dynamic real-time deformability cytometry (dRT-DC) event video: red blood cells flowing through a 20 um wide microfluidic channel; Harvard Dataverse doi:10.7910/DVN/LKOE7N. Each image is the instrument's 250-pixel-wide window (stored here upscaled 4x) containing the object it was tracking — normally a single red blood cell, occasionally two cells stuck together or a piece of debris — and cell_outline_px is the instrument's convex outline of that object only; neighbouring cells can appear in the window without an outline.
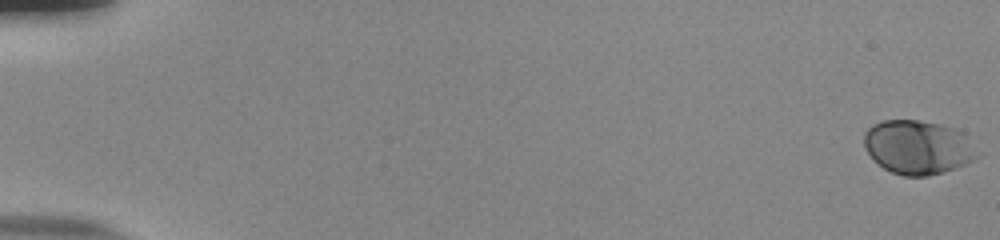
{"species": "human", "species_latin": "Homo sapiens", "temperature_condition": "room temperature", "stored_images_in_passage": 56, "camera_frame_rate_fps": 3000, "um_per_image_px": 0.085, "donor": {"sex": "male"}, "frame": {"image": 1, "passage_image": 1, "time_ms": 0.0, "image_size_px": [1000, 240], "cell_outline_px": [[980, 156], [956, 168], [928, 176], [904, 176], [892, 172], [884, 168], [872, 160], [864, 148], [864, 132], [872, 124], [880, 120], [916, 120], [940, 124], [964, 132], [980, 152]], "centroid_in_image_um": [78.01, 12.51], "position_along_channel_um": 7.0, "area_um2": 36.01}}
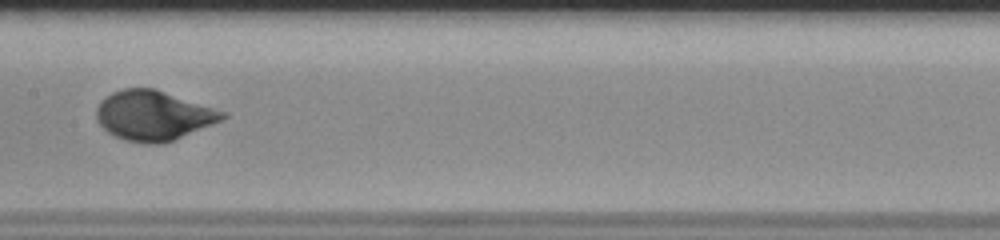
{"frame": {"image": 2, "passage_image": 31, "time_ms": 10.0, "image_size_px": [1000, 240], "cell_outline_px": [[228, 116], [224, 120], [164, 144], [144, 144], [124, 140], [108, 132], [96, 120], [96, 108], [100, 100], [112, 92], [124, 88], [152, 88], [228, 112]], "centroid_in_image_um": [13.05, 9.83], "position_along_channel_um": 194.3, "area_um2": 36.76}}
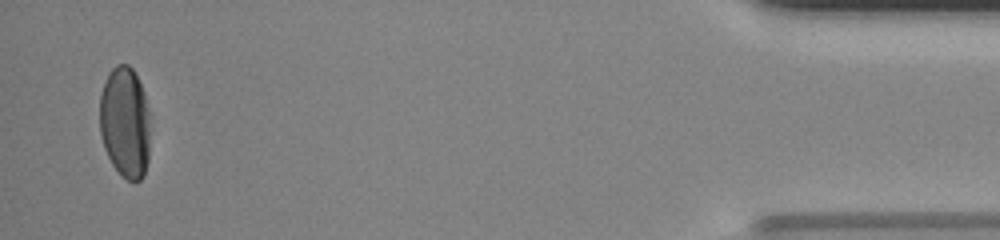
{"frame": {"image": 3, "passage_image": 55, "time_ms": 18.0, "image_size_px": [1000, 240], "cell_outline_px": [[148, 160], [144, 176], [140, 180], [128, 180], [112, 164], [104, 148], [100, 132], [100, 96], [108, 72], [116, 64], [128, 64], [132, 68], [144, 92], [148, 112]], "centroid_in_image_um": [10.61, 10.38], "position_along_channel_um": 424.6, "area_um2": 32.43}, "authors_computed_cell_mechanics": {"area_um2": 34.8245, "velocity_mm_per_s": 3.7864, "shape_relaxation_time_tau1_ms": 3.2066, "shape_relaxation_time_tau2_ms": null, "deformation_change_tau1": 0.1696, "deformation_change_tau2": null}}